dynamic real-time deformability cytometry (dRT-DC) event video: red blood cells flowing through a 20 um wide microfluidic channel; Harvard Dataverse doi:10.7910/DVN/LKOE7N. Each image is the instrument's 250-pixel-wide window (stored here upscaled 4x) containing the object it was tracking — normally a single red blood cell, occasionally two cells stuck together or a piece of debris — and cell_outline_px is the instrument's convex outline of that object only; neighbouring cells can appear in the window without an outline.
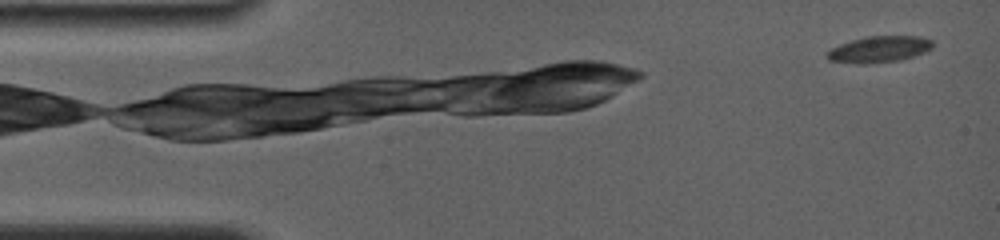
{"species": "common noctule bat (a hibernating species)", "species_latin": "Nyctalus noctula", "temperature_condition": "room temperature", "stored_images_in_passage": 83, "camera_frame_rate_fps": 4000, "um_per_image_px": 0.085, "animal": {"sex": "female", "body_mass_g": 19.0, "forearm_length_mm": 56.7}, "frame": {"image": 1, "passage_image": 2, "time_ms": 0.5, "image_size_px": [1000, 240], "cell_outline_px": [[932, 48], [924, 52], [900, 60], [864, 64], [860, 64], [828, 60], [824, 56], [832, 48], [840, 44], [852, 40], [868, 36], [920, 36], [932, 40]], "centroid_in_image_um": [74.71, 4.19], "position_along_channel_um": 10.3, "area_um2": 16.07}}
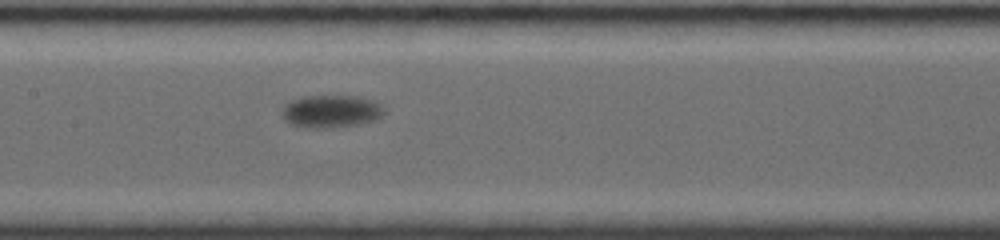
{"frame": {"image": 2, "passage_image": 37, "time_ms": 8.5, "image_size_px": [1000, 240], "cell_outline_px": [[384, 112], [380, 116], [372, 120], [356, 124], [324, 128], [304, 128], [292, 124], [284, 120], [280, 116], [280, 112], [284, 104], [300, 96], [356, 96], [372, 100], [380, 104], [384, 108]], "centroid_in_image_um": [28.05, 9.45], "position_along_channel_um": 179.4, "area_um2": 19.42}}
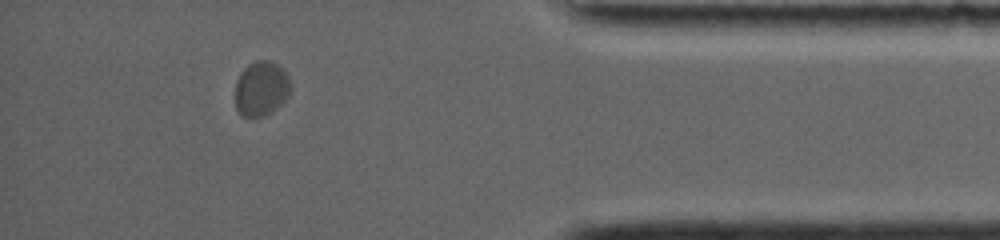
{"frame": {"image": 3, "passage_image": 72, "time_ms": 15.75, "image_size_px": [1000, 240], "cell_outline_px": [[292, 88], [288, 96], [272, 112], [264, 116], [244, 116], [236, 108], [236, 80], [240, 72], [248, 64], [256, 60], [268, 60], [284, 68], [288, 76]], "centroid_in_image_um": [22.22, 7.5], "position_along_channel_um": 413.0, "area_um2": 17.74}, "authors_computed_cell_mechanics": {"area_um2": 17.7446, "velocity_mm_per_s": 3.5465, "shape_relaxation_time_tau1_ms": 3.0524, "shape_relaxation_time_tau2_ms": null, "deformation_change_tau1": 0.1054, "deformation_change_tau2": null}}